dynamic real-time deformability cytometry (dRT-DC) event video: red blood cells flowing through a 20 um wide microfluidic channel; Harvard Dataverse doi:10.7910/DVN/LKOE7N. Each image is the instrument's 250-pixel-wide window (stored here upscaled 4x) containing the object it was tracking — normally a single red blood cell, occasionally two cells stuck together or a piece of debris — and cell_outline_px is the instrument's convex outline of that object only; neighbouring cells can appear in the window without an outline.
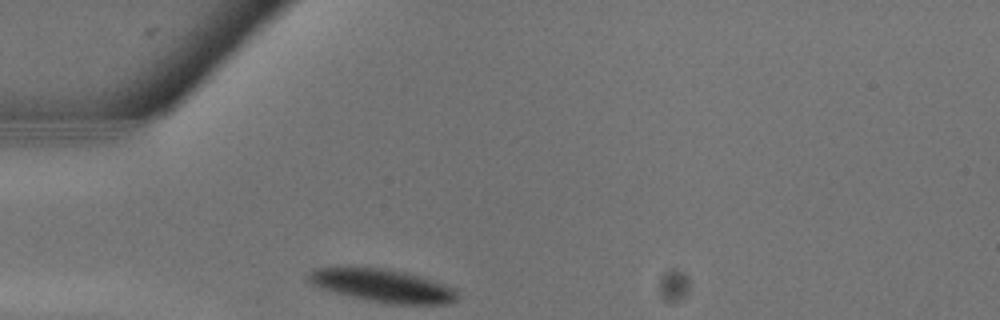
{"species": "common noctule bat (a hibernating species)", "species_latin": "Nyctalus noctula", "temperature_condition": "warm", "stored_images_in_passage": 5, "camera_frame_rate_fps": 3000, "um_per_image_px": 0.085, "animal": {"sex": "male", "body_mass_g": 13.3}, "frame": {"image": 1, "passage_image": 1, "time_ms": 0.0, "image_size_px": [1000, 320], "cell_outline_px": [[460, 296], [456, 300], [448, 304], [392, 304], [368, 300], [336, 292], [312, 284], [308, 280], [308, 276], [312, 268], [384, 268], [404, 272], [444, 284], [456, 288]], "centroid_in_image_um": [32.6, 24.29], "position_along_channel_um": 52.4, "area_um2": 28.09}}
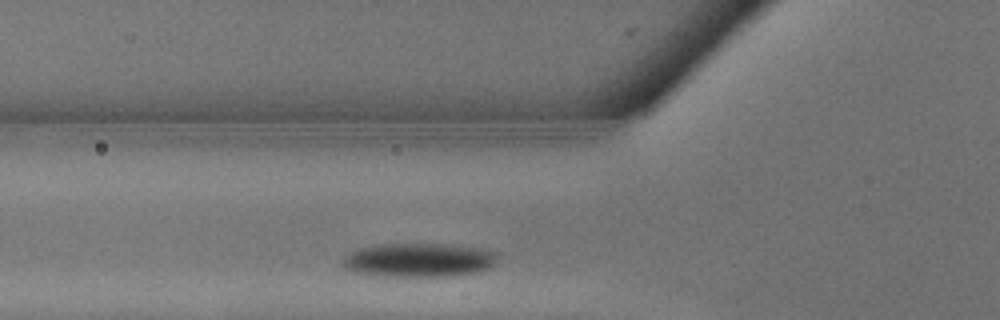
{"frame": {"image": 2, "passage_image": 3, "time_ms": 0.667, "image_size_px": [1000, 320], "cell_outline_px": [[500, 260], [492, 268], [476, 272], [452, 276], [392, 276], [352, 272], [340, 260], [348, 252], [356, 248], [380, 244], [464, 244], [488, 248], [500, 252]], "centroid_in_image_um": [35.75, 22.07], "position_along_channel_um": 90.0, "area_um2": 31.56}}
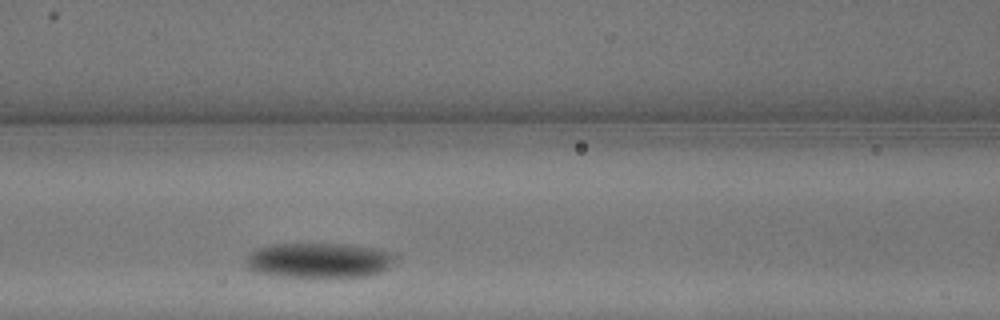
{"frame": {"image": 3, "passage_image": 5, "time_ms": 1.333, "image_size_px": [1000, 320], "cell_outline_px": [[396, 256], [388, 268], [380, 272], [368, 276], [280, 276], [256, 272], [248, 268], [244, 260], [256, 248], [268, 244], [352, 244], [392, 252]], "centroid_in_image_um": [27.09, 22.11], "position_along_channel_um": 139.5, "area_um2": 30.29}}